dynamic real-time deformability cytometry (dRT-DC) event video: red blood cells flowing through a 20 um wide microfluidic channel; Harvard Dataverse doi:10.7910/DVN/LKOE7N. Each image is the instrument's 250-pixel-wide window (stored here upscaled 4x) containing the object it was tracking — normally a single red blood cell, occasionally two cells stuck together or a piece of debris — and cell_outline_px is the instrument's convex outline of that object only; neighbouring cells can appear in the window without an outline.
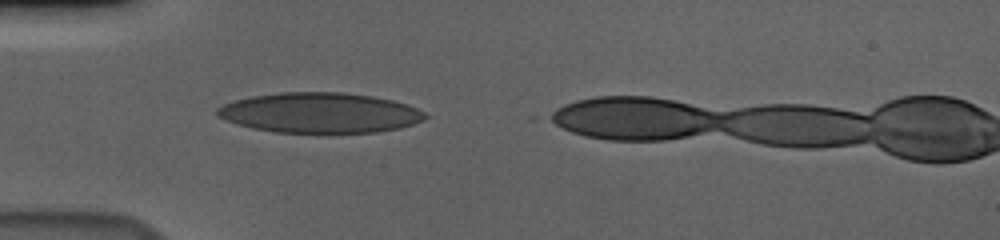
{"species": "human", "species_latin": "Homo sapiens", "temperature_condition": "cold", "stored_images_in_passage": 34, "camera_frame_rate_fps": 3000, "um_per_image_px": 0.085, "donor": {"sex": "male"}, "frame": {"image": 1, "passage_image": 1, "time_ms": 0.0, "image_size_px": [1000, 240], "cell_outline_px": [[428, 116], [424, 120], [400, 128], [376, 132], [272, 132], [252, 128], [236, 124], [216, 116], [216, 108], [224, 104], [236, 100], [252, 96], [280, 92], [344, 92], [372, 96], [392, 100], [416, 108], [424, 112]], "centroid_in_image_um": [27.16, 9.58], "position_along_channel_um": 57.8, "area_um2": 48.61}}
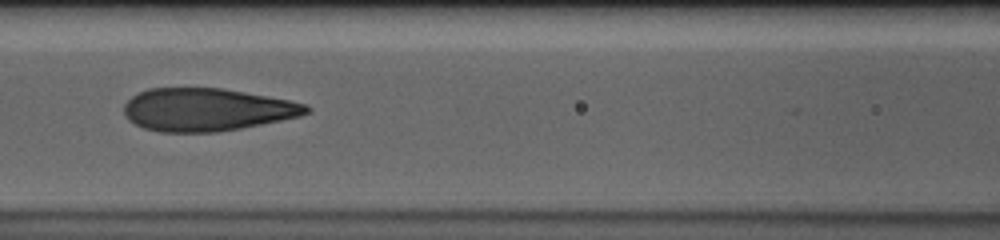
{"frame": {"image": 2, "passage_image": 9, "time_ms": 2.667, "image_size_px": [1000, 240], "cell_outline_px": [[312, 108], [308, 112], [300, 116], [240, 128], [216, 132], [160, 132], [144, 128], [128, 120], [124, 116], [124, 104], [132, 96], [148, 88], [220, 88], [244, 92], [288, 100], [308, 104]], "centroid_in_image_um": [17.55, 9.32], "position_along_channel_um": 149.1, "area_um2": 45.26}}
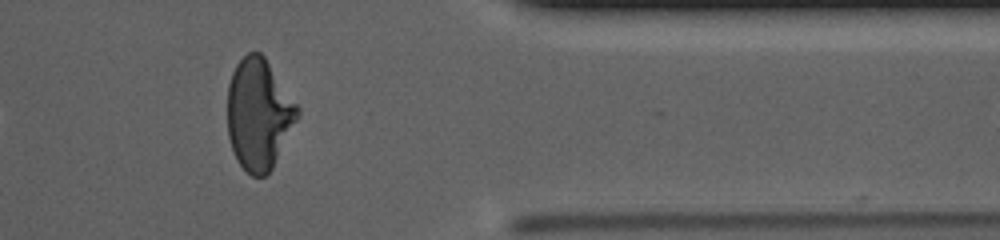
{"frame": {"image": 3, "passage_image": 30, "time_ms": 9.667, "image_size_px": [1000, 240], "cell_outline_px": [[300, 116], [272, 168], [264, 176], [252, 176], [240, 164], [232, 148], [228, 136], [228, 84], [232, 72], [236, 64], [248, 52], [260, 52], [264, 56], [300, 108]], "centroid_in_image_um": [22.01, 9.69], "position_along_channel_um": 389.4, "area_um2": 45.14}, "authors_computed_cell_mechanics": {"area_um2": 45.7487, "velocity_mm_per_s": 3.6592, "shape_relaxation_time_tau1_ms": 6.4716, "shape_relaxation_time_tau2_ms": 0.9589, "deformation_change_tau1": 0.2271, "deformation_change_tau2": 0.0906}}